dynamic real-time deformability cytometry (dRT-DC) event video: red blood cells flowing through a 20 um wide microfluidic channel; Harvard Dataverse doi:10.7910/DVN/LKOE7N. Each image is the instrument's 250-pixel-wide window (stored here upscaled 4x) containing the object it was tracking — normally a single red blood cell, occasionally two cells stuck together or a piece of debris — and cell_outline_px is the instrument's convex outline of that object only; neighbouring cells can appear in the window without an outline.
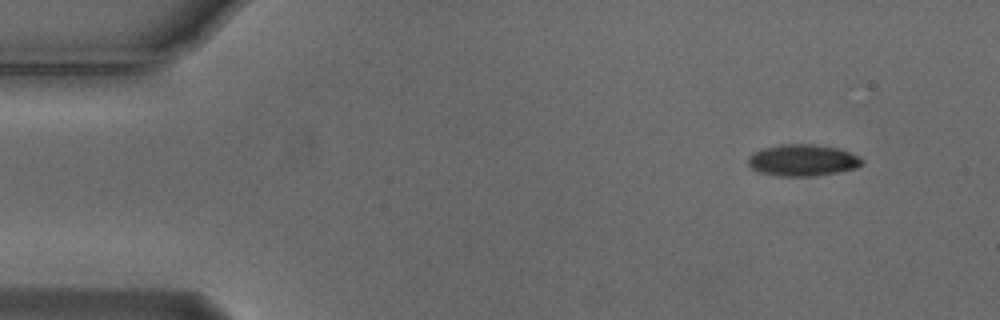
{"species": "Egyptian fruit bat (a non-hibernating species)", "species_latin": "Rousettus aegyptiacus", "temperature_condition": "cold", "stored_images_in_passage": 5, "camera_frame_rate_fps": 3000, "um_per_image_px": 0.085, "animal": {"sex": "male"}, "frame": {"image": 1, "passage_image": 1, "time_ms": 0.0, "image_size_px": [1000, 320], "cell_outline_px": [[864, 164], [856, 168], [816, 176], [780, 176], [756, 172], [748, 164], [748, 156], [764, 148], [780, 144], [812, 144], [836, 148], [860, 156], [864, 160]], "centroid_in_image_um": [68.23, 13.63], "position_along_channel_um": 16.8, "area_um2": 20.98}}
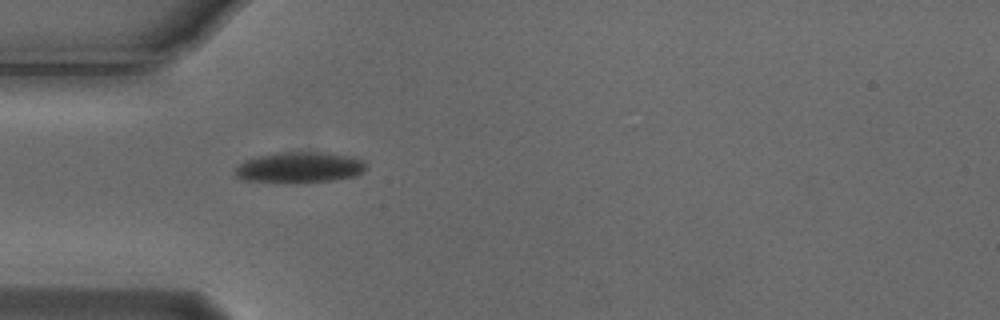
{"frame": {"image": 2, "passage_image": 4, "time_ms": 1.0, "image_size_px": [1000, 320], "cell_outline_px": [[368, 168], [364, 172], [356, 176], [336, 180], [300, 184], [292, 184], [244, 180], [236, 176], [236, 168], [244, 160], [256, 156], [276, 152], [316, 152], [344, 156], [360, 160]], "centroid_in_image_um": [25.42, 14.27], "position_along_channel_um": 59.6, "area_um2": 23.81}}
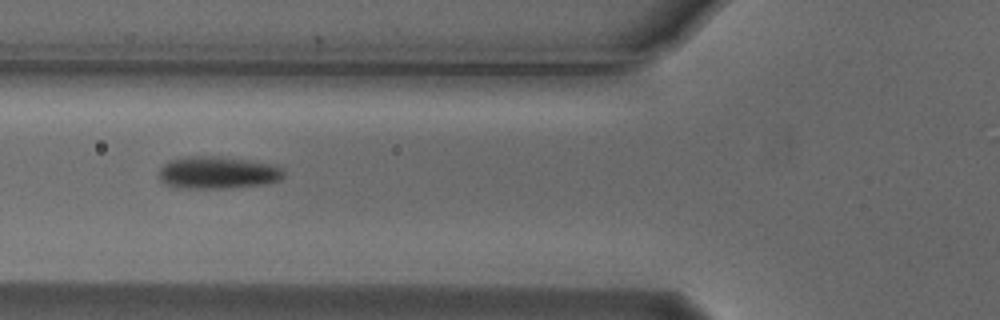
{"frame": {"image": 3, "passage_image": 5, "time_ms": 1.333, "image_size_px": [1000, 320], "cell_outline_px": [[284, 176], [280, 180], [268, 184], [224, 188], [184, 188], [164, 184], [160, 180], [160, 168], [168, 160], [188, 156], [212, 156], [248, 160], [272, 164], [280, 168], [284, 172]], "centroid_in_image_um": [18.5, 14.67], "position_along_channel_um": 107.3, "area_um2": 23.47}}